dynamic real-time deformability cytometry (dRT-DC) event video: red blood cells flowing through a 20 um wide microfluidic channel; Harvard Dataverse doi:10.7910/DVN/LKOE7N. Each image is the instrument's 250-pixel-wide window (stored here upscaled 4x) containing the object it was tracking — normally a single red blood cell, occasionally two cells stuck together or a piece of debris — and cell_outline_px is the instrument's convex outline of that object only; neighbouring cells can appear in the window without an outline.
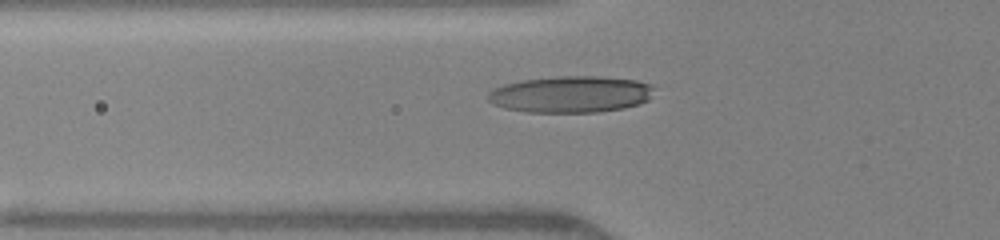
{"species": "human", "species_latin": "Homo sapiens", "temperature_condition": "warm", "stored_images_in_passage": 5, "camera_frame_rate_fps": 3000, "um_per_image_px": 0.085, "donor": {"sex": "female"}, "frame": {"image": 1, "passage_image": 4, "time_ms": 1.667, "image_size_px": [1000, 240], "cell_outline_px": [[656, 88], [648, 100], [640, 104], [624, 108], [596, 112], [528, 112], [504, 108], [492, 104], [488, 100], [488, 92], [504, 84], [524, 80], [560, 76], [596, 76], [636, 80], [652, 84]], "centroid_in_image_um": [48.55, 8.02], "position_along_channel_um": 77.2, "area_um2": 35.49}}